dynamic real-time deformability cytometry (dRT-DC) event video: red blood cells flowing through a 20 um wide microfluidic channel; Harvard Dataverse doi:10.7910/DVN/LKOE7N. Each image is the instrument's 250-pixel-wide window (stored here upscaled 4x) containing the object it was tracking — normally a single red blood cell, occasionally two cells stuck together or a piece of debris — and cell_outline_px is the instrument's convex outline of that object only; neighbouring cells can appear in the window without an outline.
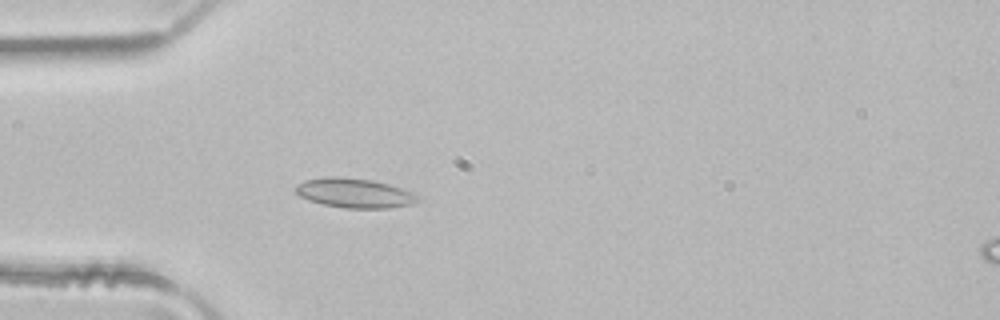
{"species": "common noctule bat (a hibernating species)", "species_latin": "Nyctalus noctula", "temperature_condition": "room temperature", "stored_images_in_passage": 50, "camera_frame_rate_fps": 3000, "um_per_image_px": 0.085, "animal": {"sex": "male", "body_mass_g": 21.5, "forearm_length_mm": 52.0}, "frame": {"image": 1, "passage_image": 15, "time_ms": 4.667, "image_size_px": [1000, 320], "cell_outline_px": [[420, 200], [412, 204], [388, 208], [344, 208], [324, 204], [308, 200], [300, 196], [292, 188], [296, 184], [304, 180], [328, 176], [340, 176], [372, 180], [388, 184], [412, 192]], "centroid_in_image_um": [30.07, 16.4], "position_along_channel_um": 54.9, "area_um2": 21.04}}
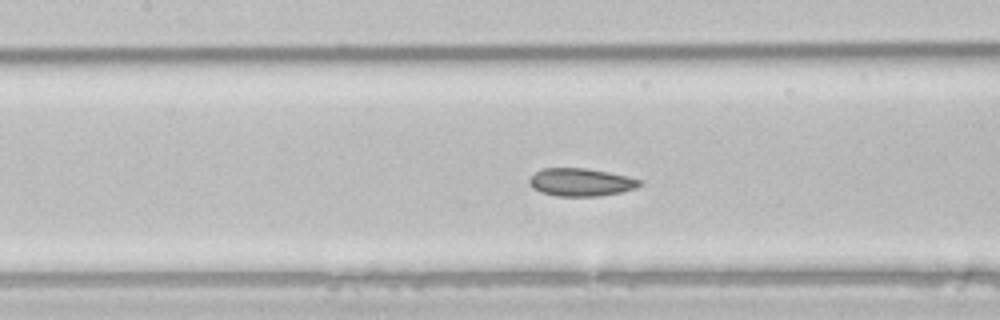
{"frame": {"image": 2, "passage_image": 23, "time_ms": 7.333, "image_size_px": [1000, 320], "cell_outline_px": [[644, 184], [636, 188], [620, 192], [600, 196], [556, 196], [540, 192], [532, 188], [528, 184], [528, 180], [540, 168], [584, 168], [608, 172], [628, 176], [640, 180]], "centroid_in_image_um": [49.36, 15.49], "position_along_channel_um": 158.0, "area_um2": 18.03}}
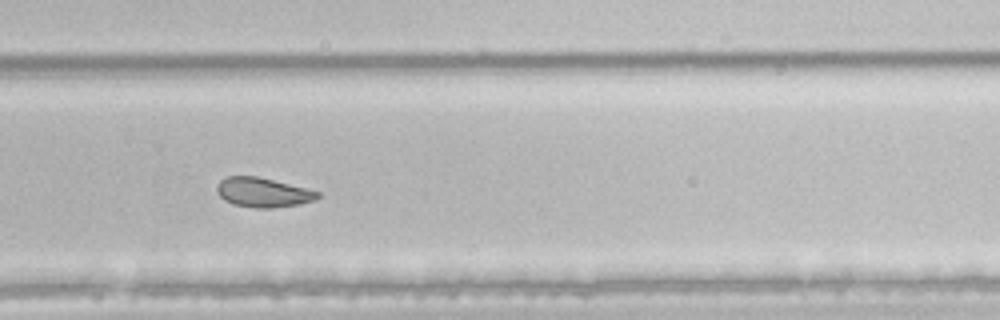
{"frame": {"image": 3, "passage_image": 34, "time_ms": 11.0, "image_size_px": [1000, 320], "cell_outline_px": [[320, 196], [316, 200], [300, 204], [272, 208], [256, 208], [232, 204], [224, 200], [216, 192], [216, 188], [220, 180], [228, 176], [256, 176], [320, 192]], "centroid_in_image_um": [22.33, 16.37], "position_along_channel_um": 307.5, "area_um2": 17.22}, "authors_computed_cell_mechanics": {"area_um2": 20.3167, "velocity_mm_per_s": 4.0909, "shape_relaxation_time_tau1_ms": null, "shape_relaxation_time_tau2_ms": 2.0081, "deformation_change_tau1": null, "deformation_change_tau2": 0.047}}